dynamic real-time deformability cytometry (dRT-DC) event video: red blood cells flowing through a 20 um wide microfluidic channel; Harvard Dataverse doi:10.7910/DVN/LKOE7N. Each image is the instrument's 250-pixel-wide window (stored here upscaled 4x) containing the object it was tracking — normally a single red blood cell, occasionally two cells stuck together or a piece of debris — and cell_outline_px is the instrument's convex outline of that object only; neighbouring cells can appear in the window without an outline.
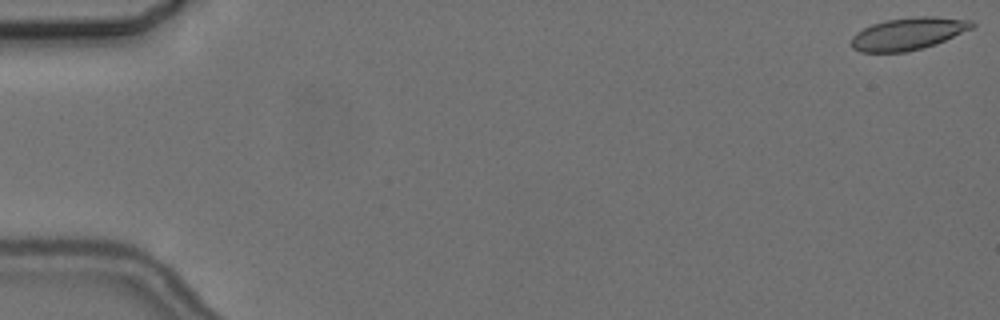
{"species": "common noctule bat (a hibernating species)", "species_latin": "Nyctalus noctula", "temperature_condition": "cold", "stored_images_in_passage": 5, "camera_frame_rate_fps": 3000, "um_per_image_px": 0.085, "animal": {"sex": "female", "body_mass_g": 24.6, "forearm_length_mm": 56.2}, "frame": {"image": 1, "passage_image": 1, "time_ms": 0.0, "image_size_px": [1000, 320], "cell_outline_px": [[976, 24], [972, 28], [936, 44], [904, 52], [860, 52], [852, 48], [852, 36], [856, 32], [872, 24], [884, 20], [916, 16], [932, 16], [972, 20]], "centroid_in_image_um": [77.19, 2.85], "position_along_channel_um": 7.8, "area_um2": 22.66}}
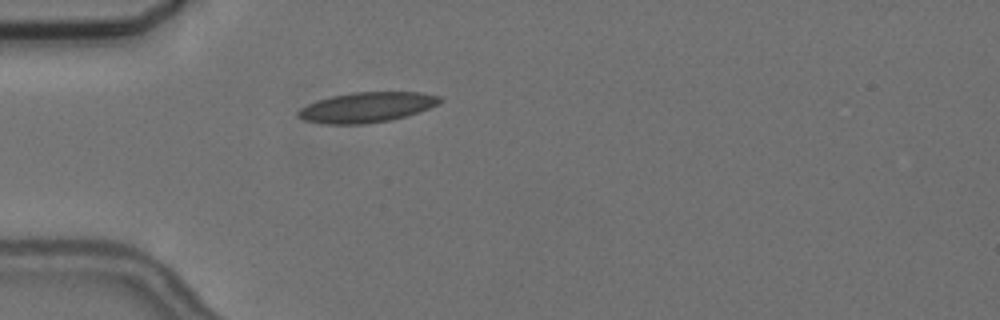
{"frame": {"image": 2, "passage_image": 5, "time_ms": 5.333, "image_size_px": [1000, 320], "cell_outline_px": [[444, 100], [428, 108], [392, 120], [364, 124], [324, 124], [304, 120], [296, 116], [296, 112], [300, 108], [308, 104], [332, 96], [352, 92], [420, 92], [440, 96]], "centroid_in_image_um": [31.14, 9.12], "position_along_channel_um": 53.9, "area_um2": 24.8}}